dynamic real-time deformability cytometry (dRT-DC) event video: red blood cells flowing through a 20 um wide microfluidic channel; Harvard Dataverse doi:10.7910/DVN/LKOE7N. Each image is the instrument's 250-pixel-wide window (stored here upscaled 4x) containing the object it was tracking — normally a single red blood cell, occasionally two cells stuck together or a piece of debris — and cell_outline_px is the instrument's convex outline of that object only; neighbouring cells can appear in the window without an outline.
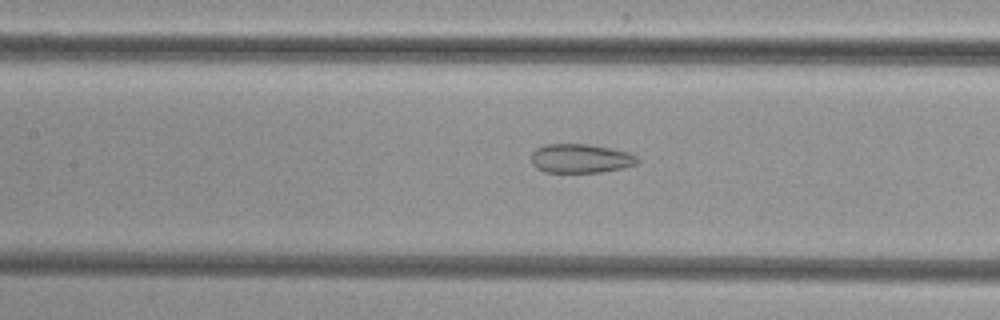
{"species": "common noctule bat (a hibernating species)", "species_latin": "Nyctalus noctula", "temperature_condition": "cold", "stored_images_in_passage": 33, "camera_frame_rate_fps": 3000, "um_per_image_px": 0.085, "animal": {"sex": "female", "body_mass_g": 29.2, "forearm_length_mm": 56.3}, "frame": {"image": 1, "passage_image": 10, "time_ms": 3.0, "image_size_px": [1000, 320], "cell_outline_px": [[640, 160], [636, 164], [624, 168], [600, 172], [544, 172], [536, 168], [532, 164], [532, 152], [536, 148], [544, 144], [588, 144], [628, 152], [636, 156]], "centroid_in_image_um": [49.33, 13.47], "position_along_channel_um": 158.1, "area_um2": 17.98}}
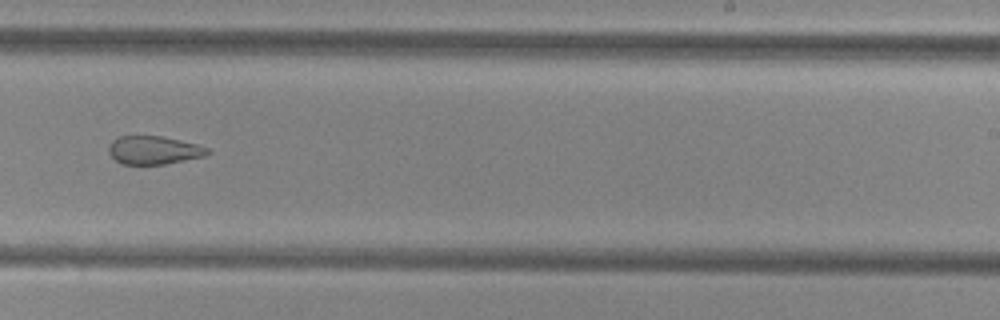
{"frame": {"image": 2, "passage_image": 19, "time_ms": 6.0, "image_size_px": [1000, 320], "cell_outline_px": [[212, 152], [204, 156], [164, 164], [120, 164], [108, 152], [108, 148], [112, 140], [120, 136], [164, 136], [196, 144], [208, 148]], "centroid_in_image_um": [13.07, 12.76], "position_along_channel_um": 275.9, "area_um2": 16.24}}
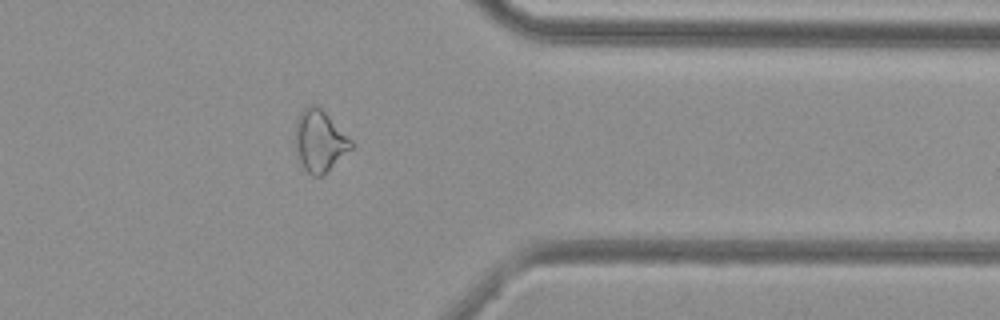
{"frame": {"image": 3, "passage_image": 28, "time_ms": 9.0, "image_size_px": [1000, 320], "cell_outline_px": [[356, 144], [324, 176], [312, 176], [296, 160], [296, 120], [300, 112], [308, 104], [316, 104]], "centroid_in_image_um": [27.16, 12.01], "position_along_channel_um": 384.2, "area_um2": 20.23}}